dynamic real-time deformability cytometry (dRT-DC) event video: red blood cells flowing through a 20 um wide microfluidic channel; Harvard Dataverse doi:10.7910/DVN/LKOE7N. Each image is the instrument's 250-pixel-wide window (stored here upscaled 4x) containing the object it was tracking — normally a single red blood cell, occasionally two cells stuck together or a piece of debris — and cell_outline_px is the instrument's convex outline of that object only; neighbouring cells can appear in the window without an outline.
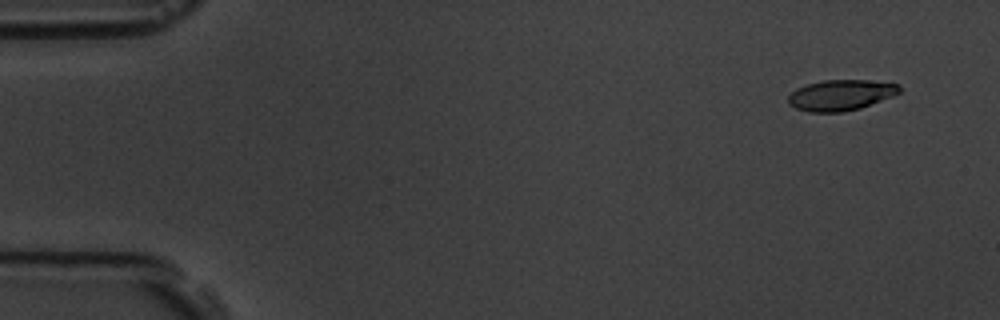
{"species": "common noctule bat (a hibernating species)", "species_latin": "Nyctalus noctula", "temperature_condition": "room temperature", "stored_images_in_passage": 8, "camera_frame_rate_fps": 3000, "um_per_image_px": 0.085, "animal": {"sex": "male", "body_mass_g": 19.5, "forearm_length_mm": 54.6}, "frame": {"image": 1, "passage_image": 2, "time_ms": 1.0, "image_size_px": [1000, 320], "cell_outline_px": [[900, 92], [892, 96], [860, 108], [844, 112], [808, 112], [796, 108], [788, 104], [788, 96], [796, 88], [808, 84], [824, 80], [868, 80], [900, 84]], "centroid_in_image_um": [71.45, 8.08], "position_along_channel_um": 13.5, "area_um2": 19.88}}
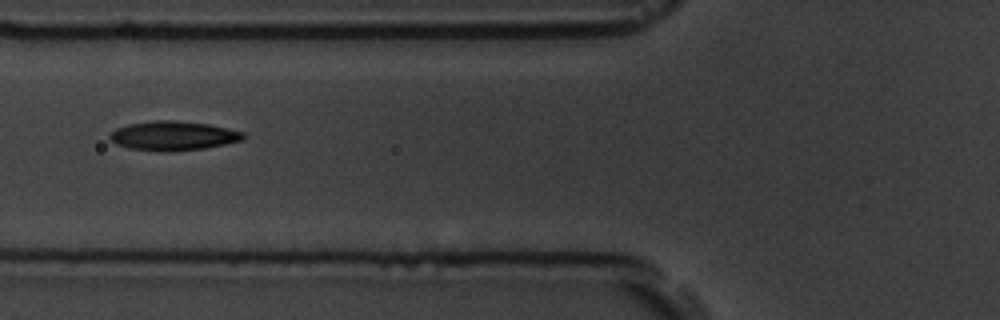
{"frame": {"image": 2, "passage_image": 7, "time_ms": 7.0, "image_size_px": [1000, 320], "cell_outline_px": [[244, 140], [204, 148], [128, 148], [116, 144], [108, 136], [116, 128], [128, 124], [152, 120], [172, 120], [208, 124], [228, 128], [244, 132]], "centroid_in_image_um": [14.75, 11.48], "position_along_channel_um": 111.1, "area_um2": 21.62}}
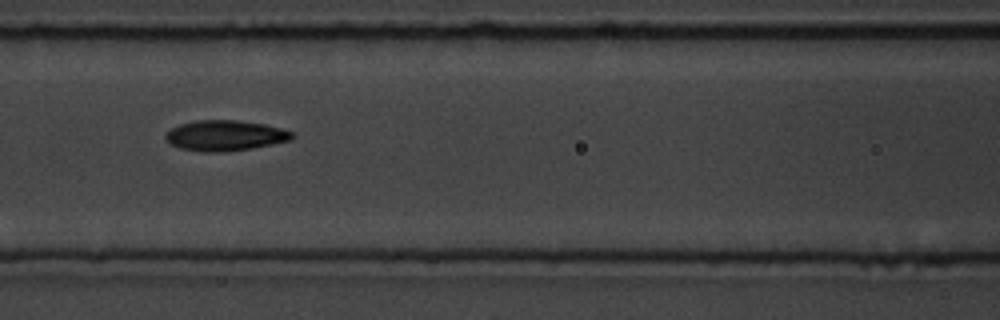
{"frame": {"image": 3, "passage_image": 8, "time_ms": 8.0, "image_size_px": [1000, 320], "cell_outline_px": [[296, 136], [292, 140], [252, 148], [224, 152], [204, 152], [180, 148], [168, 144], [164, 136], [172, 128], [180, 124], [196, 120], [236, 120], [264, 124], [280, 128], [292, 132]], "centroid_in_image_um": [19.13, 11.53], "position_along_channel_um": 147.5, "area_um2": 22.54}}